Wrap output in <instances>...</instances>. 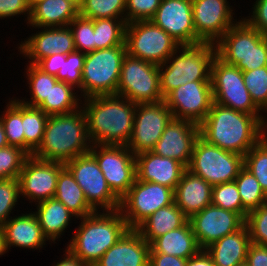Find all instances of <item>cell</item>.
I'll list each match as a JSON object with an SVG mask.
<instances>
[{"label":"cell","mask_w":267,"mask_h":266,"mask_svg":"<svg viewBox=\"0 0 267 266\" xmlns=\"http://www.w3.org/2000/svg\"><path fill=\"white\" fill-rule=\"evenodd\" d=\"M34 34L19 43L18 51L23 57L30 59V64H37L52 53L70 54L75 51L73 34L69 26L34 27ZM41 30L39 31V29Z\"/></svg>","instance_id":"cell-21"},{"label":"cell","mask_w":267,"mask_h":266,"mask_svg":"<svg viewBox=\"0 0 267 266\" xmlns=\"http://www.w3.org/2000/svg\"><path fill=\"white\" fill-rule=\"evenodd\" d=\"M30 10L31 6L26 0H0V19H10L24 14L27 17L26 23H28Z\"/></svg>","instance_id":"cell-51"},{"label":"cell","mask_w":267,"mask_h":266,"mask_svg":"<svg viewBox=\"0 0 267 266\" xmlns=\"http://www.w3.org/2000/svg\"><path fill=\"white\" fill-rule=\"evenodd\" d=\"M244 84L254 104L262 110L267 104V66L242 71Z\"/></svg>","instance_id":"cell-43"},{"label":"cell","mask_w":267,"mask_h":266,"mask_svg":"<svg viewBox=\"0 0 267 266\" xmlns=\"http://www.w3.org/2000/svg\"><path fill=\"white\" fill-rule=\"evenodd\" d=\"M9 146L3 124L0 120V149Z\"/></svg>","instance_id":"cell-57"},{"label":"cell","mask_w":267,"mask_h":266,"mask_svg":"<svg viewBox=\"0 0 267 266\" xmlns=\"http://www.w3.org/2000/svg\"><path fill=\"white\" fill-rule=\"evenodd\" d=\"M19 199L18 179H0V228L11 218L9 215L13 213Z\"/></svg>","instance_id":"cell-47"},{"label":"cell","mask_w":267,"mask_h":266,"mask_svg":"<svg viewBox=\"0 0 267 266\" xmlns=\"http://www.w3.org/2000/svg\"><path fill=\"white\" fill-rule=\"evenodd\" d=\"M210 79L214 103L246 114L263 115L252 101L239 68L216 56L212 61Z\"/></svg>","instance_id":"cell-10"},{"label":"cell","mask_w":267,"mask_h":266,"mask_svg":"<svg viewBox=\"0 0 267 266\" xmlns=\"http://www.w3.org/2000/svg\"><path fill=\"white\" fill-rule=\"evenodd\" d=\"M244 167L255 176L267 195V134L244 155Z\"/></svg>","instance_id":"cell-42"},{"label":"cell","mask_w":267,"mask_h":266,"mask_svg":"<svg viewBox=\"0 0 267 266\" xmlns=\"http://www.w3.org/2000/svg\"><path fill=\"white\" fill-rule=\"evenodd\" d=\"M199 130L207 143L242 156L267 134L261 115L235 111L214 102Z\"/></svg>","instance_id":"cell-1"},{"label":"cell","mask_w":267,"mask_h":266,"mask_svg":"<svg viewBox=\"0 0 267 266\" xmlns=\"http://www.w3.org/2000/svg\"><path fill=\"white\" fill-rule=\"evenodd\" d=\"M49 115L38 107L22 103V122L25 137V152L32 155L42 142Z\"/></svg>","instance_id":"cell-34"},{"label":"cell","mask_w":267,"mask_h":266,"mask_svg":"<svg viewBox=\"0 0 267 266\" xmlns=\"http://www.w3.org/2000/svg\"><path fill=\"white\" fill-rule=\"evenodd\" d=\"M238 266H248L246 263L240 264Z\"/></svg>","instance_id":"cell-62"},{"label":"cell","mask_w":267,"mask_h":266,"mask_svg":"<svg viewBox=\"0 0 267 266\" xmlns=\"http://www.w3.org/2000/svg\"><path fill=\"white\" fill-rule=\"evenodd\" d=\"M215 57L216 47L213 43L180 45L163 64L159 65L160 91L163 99L172 90L188 82L211 81V65Z\"/></svg>","instance_id":"cell-5"},{"label":"cell","mask_w":267,"mask_h":266,"mask_svg":"<svg viewBox=\"0 0 267 266\" xmlns=\"http://www.w3.org/2000/svg\"><path fill=\"white\" fill-rule=\"evenodd\" d=\"M126 45L97 49L84 58L81 93L83 99L98 95H117Z\"/></svg>","instance_id":"cell-6"},{"label":"cell","mask_w":267,"mask_h":266,"mask_svg":"<svg viewBox=\"0 0 267 266\" xmlns=\"http://www.w3.org/2000/svg\"><path fill=\"white\" fill-rule=\"evenodd\" d=\"M29 155L20 147L7 146L0 149V179H18L24 161Z\"/></svg>","instance_id":"cell-45"},{"label":"cell","mask_w":267,"mask_h":266,"mask_svg":"<svg viewBox=\"0 0 267 266\" xmlns=\"http://www.w3.org/2000/svg\"><path fill=\"white\" fill-rule=\"evenodd\" d=\"M186 266H215L211 257L205 250H201L198 254L187 259Z\"/></svg>","instance_id":"cell-55"},{"label":"cell","mask_w":267,"mask_h":266,"mask_svg":"<svg viewBox=\"0 0 267 266\" xmlns=\"http://www.w3.org/2000/svg\"><path fill=\"white\" fill-rule=\"evenodd\" d=\"M199 136L198 124L173 118L165 127L152 152L162 157L173 158L188 167Z\"/></svg>","instance_id":"cell-19"},{"label":"cell","mask_w":267,"mask_h":266,"mask_svg":"<svg viewBox=\"0 0 267 266\" xmlns=\"http://www.w3.org/2000/svg\"><path fill=\"white\" fill-rule=\"evenodd\" d=\"M83 101L81 108L92 145L126 146L133 130L136 104L116 94L88 97Z\"/></svg>","instance_id":"cell-2"},{"label":"cell","mask_w":267,"mask_h":266,"mask_svg":"<svg viewBox=\"0 0 267 266\" xmlns=\"http://www.w3.org/2000/svg\"><path fill=\"white\" fill-rule=\"evenodd\" d=\"M173 203L172 188L136 179L129 191L120 199L119 211L128 227L136 229L157 210Z\"/></svg>","instance_id":"cell-11"},{"label":"cell","mask_w":267,"mask_h":266,"mask_svg":"<svg viewBox=\"0 0 267 266\" xmlns=\"http://www.w3.org/2000/svg\"><path fill=\"white\" fill-rule=\"evenodd\" d=\"M83 190L89 205L99 211H114L120 207V199L112 192L95 157L86 153L65 163Z\"/></svg>","instance_id":"cell-12"},{"label":"cell","mask_w":267,"mask_h":266,"mask_svg":"<svg viewBox=\"0 0 267 266\" xmlns=\"http://www.w3.org/2000/svg\"><path fill=\"white\" fill-rule=\"evenodd\" d=\"M126 0H83L79 15L92 19L125 18Z\"/></svg>","instance_id":"cell-40"},{"label":"cell","mask_w":267,"mask_h":266,"mask_svg":"<svg viewBox=\"0 0 267 266\" xmlns=\"http://www.w3.org/2000/svg\"><path fill=\"white\" fill-rule=\"evenodd\" d=\"M263 111V113L265 112V113H267V104H266V106L261 110V112ZM267 116H266V114H265V116L264 115H261V122H262V124H263V126L267 129V118H266Z\"/></svg>","instance_id":"cell-59"},{"label":"cell","mask_w":267,"mask_h":266,"mask_svg":"<svg viewBox=\"0 0 267 266\" xmlns=\"http://www.w3.org/2000/svg\"><path fill=\"white\" fill-rule=\"evenodd\" d=\"M151 21L180 45L196 44L191 0H161Z\"/></svg>","instance_id":"cell-20"},{"label":"cell","mask_w":267,"mask_h":266,"mask_svg":"<svg viewBox=\"0 0 267 266\" xmlns=\"http://www.w3.org/2000/svg\"><path fill=\"white\" fill-rule=\"evenodd\" d=\"M117 95L136 105L163 101L159 66L126 54L121 65Z\"/></svg>","instance_id":"cell-8"},{"label":"cell","mask_w":267,"mask_h":266,"mask_svg":"<svg viewBox=\"0 0 267 266\" xmlns=\"http://www.w3.org/2000/svg\"><path fill=\"white\" fill-rule=\"evenodd\" d=\"M54 198L63 203L77 216V219L95 212L87 202L74 176L66 167L59 173Z\"/></svg>","instance_id":"cell-32"},{"label":"cell","mask_w":267,"mask_h":266,"mask_svg":"<svg viewBox=\"0 0 267 266\" xmlns=\"http://www.w3.org/2000/svg\"><path fill=\"white\" fill-rule=\"evenodd\" d=\"M189 222L202 250L245 224V220L238 213L212 204L193 214Z\"/></svg>","instance_id":"cell-18"},{"label":"cell","mask_w":267,"mask_h":266,"mask_svg":"<svg viewBox=\"0 0 267 266\" xmlns=\"http://www.w3.org/2000/svg\"><path fill=\"white\" fill-rule=\"evenodd\" d=\"M160 4L161 0H126L125 21L151 20Z\"/></svg>","instance_id":"cell-49"},{"label":"cell","mask_w":267,"mask_h":266,"mask_svg":"<svg viewBox=\"0 0 267 266\" xmlns=\"http://www.w3.org/2000/svg\"><path fill=\"white\" fill-rule=\"evenodd\" d=\"M35 205L37 206V211L34 213L38 218L43 235L49 242L51 241L49 244L56 243L55 241L61 238V235H64L65 229L72 223L70 221L74 219L72 217H75V220L77 218L63 203L55 198Z\"/></svg>","instance_id":"cell-29"},{"label":"cell","mask_w":267,"mask_h":266,"mask_svg":"<svg viewBox=\"0 0 267 266\" xmlns=\"http://www.w3.org/2000/svg\"><path fill=\"white\" fill-rule=\"evenodd\" d=\"M187 259L162 253H150L149 266H186Z\"/></svg>","instance_id":"cell-54"},{"label":"cell","mask_w":267,"mask_h":266,"mask_svg":"<svg viewBox=\"0 0 267 266\" xmlns=\"http://www.w3.org/2000/svg\"><path fill=\"white\" fill-rule=\"evenodd\" d=\"M26 70L27 84H29L30 100L26 101L24 99H19L25 105L31 107H39L50 92L51 87H53L57 82L56 76L50 75L44 72L36 64H28Z\"/></svg>","instance_id":"cell-36"},{"label":"cell","mask_w":267,"mask_h":266,"mask_svg":"<svg viewBox=\"0 0 267 266\" xmlns=\"http://www.w3.org/2000/svg\"><path fill=\"white\" fill-rule=\"evenodd\" d=\"M86 118L82 108L66 114L50 115L39 147L32 156L66 163L90 151Z\"/></svg>","instance_id":"cell-3"},{"label":"cell","mask_w":267,"mask_h":266,"mask_svg":"<svg viewBox=\"0 0 267 266\" xmlns=\"http://www.w3.org/2000/svg\"><path fill=\"white\" fill-rule=\"evenodd\" d=\"M243 167L244 156L209 144L199 136L187 169L214 186L234 181Z\"/></svg>","instance_id":"cell-7"},{"label":"cell","mask_w":267,"mask_h":266,"mask_svg":"<svg viewBox=\"0 0 267 266\" xmlns=\"http://www.w3.org/2000/svg\"><path fill=\"white\" fill-rule=\"evenodd\" d=\"M245 224L251 243L267 246V204L248 212Z\"/></svg>","instance_id":"cell-48"},{"label":"cell","mask_w":267,"mask_h":266,"mask_svg":"<svg viewBox=\"0 0 267 266\" xmlns=\"http://www.w3.org/2000/svg\"><path fill=\"white\" fill-rule=\"evenodd\" d=\"M0 115L7 142L10 146L20 147L25 151V137L22 122V102L19 98H9V102Z\"/></svg>","instance_id":"cell-37"},{"label":"cell","mask_w":267,"mask_h":266,"mask_svg":"<svg viewBox=\"0 0 267 266\" xmlns=\"http://www.w3.org/2000/svg\"><path fill=\"white\" fill-rule=\"evenodd\" d=\"M66 60V54L63 53H52L49 56L41 59L36 65L41 68L44 72L57 76L63 61Z\"/></svg>","instance_id":"cell-52"},{"label":"cell","mask_w":267,"mask_h":266,"mask_svg":"<svg viewBox=\"0 0 267 266\" xmlns=\"http://www.w3.org/2000/svg\"><path fill=\"white\" fill-rule=\"evenodd\" d=\"M76 90L78 92L74 86L58 81L51 87L48 97L38 108L49 116L73 112L81 108L82 104V97L75 92Z\"/></svg>","instance_id":"cell-33"},{"label":"cell","mask_w":267,"mask_h":266,"mask_svg":"<svg viewBox=\"0 0 267 266\" xmlns=\"http://www.w3.org/2000/svg\"><path fill=\"white\" fill-rule=\"evenodd\" d=\"M126 52L156 65L163 64L180 46L168 33L151 20L127 23Z\"/></svg>","instance_id":"cell-9"},{"label":"cell","mask_w":267,"mask_h":266,"mask_svg":"<svg viewBox=\"0 0 267 266\" xmlns=\"http://www.w3.org/2000/svg\"><path fill=\"white\" fill-rule=\"evenodd\" d=\"M164 101L173 118L200 124L214 102L211 81H193L172 90Z\"/></svg>","instance_id":"cell-16"},{"label":"cell","mask_w":267,"mask_h":266,"mask_svg":"<svg viewBox=\"0 0 267 266\" xmlns=\"http://www.w3.org/2000/svg\"><path fill=\"white\" fill-rule=\"evenodd\" d=\"M79 15V10L66 0H38L30 10V27H62Z\"/></svg>","instance_id":"cell-27"},{"label":"cell","mask_w":267,"mask_h":266,"mask_svg":"<svg viewBox=\"0 0 267 266\" xmlns=\"http://www.w3.org/2000/svg\"><path fill=\"white\" fill-rule=\"evenodd\" d=\"M252 5V15L243 19L261 34L267 36V0H256Z\"/></svg>","instance_id":"cell-50"},{"label":"cell","mask_w":267,"mask_h":266,"mask_svg":"<svg viewBox=\"0 0 267 266\" xmlns=\"http://www.w3.org/2000/svg\"><path fill=\"white\" fill-rule=\"evenodd\" d=\"M85 53L73 51L66 54V60L59 70L56 78L58 81H64L67 84L74 86L81 92L82 70L84 64Z\"/></svg>","instance_id":"cell-46"},{"label":"cell","mask_w":267,"mask_h":266,"mask_svg":"<svg viewBox=\"0 0 267 266\" xmlns=\"http://www.w3.org/2000/svg\"><path fill=\"white\" fill-rule=\"evenodd\" d=\"M135 161L136 179L158 183L173 190L187 169L179 161L173 158L159 156L152 151L137 154Z\"/></svg>","instance_id":"cell-23"},{"label":"cell","mask_w":267,"mask_h":266,"mask_svg":"<svg viewBox=\"0 0 267 266\" xmlns=\"http://www.w3.org/2000/svg\"><path fill=\"white\" fill-rule=\"evenodd\" d=\"M172 119L173 114L164 100L137 104L132 134L126 146L135 156L152 151Z\"/></svg>","instance_id":"cell-14"},{"label":"cell","mask_w":267,"mask_h":266,"mask_svg":"<svg viewBox=\"0 0 267 266\" xmlns=\"http://www.w3.org/2000/svg\"><path fill=\"white\" fill-rule=\"evenodd\" d=\"M64 257L60 259L57 263L55 262L54 266H87L79 258L74 256L67 248L64 250Z\"/></svg>","instance_id":"cell-56"},{"label":"cell","mask_w":267,"mask_h":266,"mask_svg":"<svg viewBox=\"0 0 267 266\" xmlns=\"http://www.w3.org/2000/svg\"><path fill=\"white\" fill-rule=\"evenodd\" d=\"M250 234L246 224L239 230L212 243L206 249L215 266H238L246 263Z\"/></svg>","instance_id":"cell-26"},{"label":"cell","mask_w":267,"mask_h":266,"mask_svg":"<svg viewBox=\"0 0 267 266\" xmlns=\"http://www.w3.org/2000/svg\"><path fill=\"white\" fill-rule=\"evenodd\" d=\"M68 2H70L71 4H73L78 10L81 9L82 4H83V0H66Z\"/></svg>","instance_id":"cell-60"},{"label":"cell","mask_w":267,"mask_h":266,"mask_svg":"<svg viewBox=\"0 0 267 266\" xmlns=\"http://www.w3.org/2000/svg\"><path fill=\"white\" fill-rule=\"evenodd\" d=\"M96 159L108 186L121 199L136 180L135 155L125 145H92L89 151Z\"/></svg>","instance_id":"cell-13"},{"label":"cell","mask_w":267,"mask_h":266,"mask_svg":"<svg viewBox=\"0 0 267 266\" xmlns=\"http://www.w3.org/2000/svg\"><path fill=\"white\" fill-rule=\"evenodd\" d=\"M150 245V253H162L184 259H189L202 250L189 220L182 227L156 238Z\"/></svg>","instance_id":"cell-28"},{"label":"cell","mask_w":267,"mask_h":266,"mask_svg":"<svg viewBox=\"0 0 267 266\" xmlns=\"http://www.w3.org/2000/svg\"><path fill=\"white\" fill-rule=\"evenodd\" d=\"M68 26L73 34L76 51L87 54L95 50V38L92 19L84 18L78 15L69 23Z\"/></svg>","instance_id":"cell-44"},{"label":"cell","mask_w":267,"mask_h":266,"mask_svg":"<svg viewBox=\"0 0 267 266\" xmlns=\"http://www.w3.org/2000/svg\"><path fill=\"white\" fill-rule=\"evenodd\" d=\"M211 204L238 213L244 220L248 211L243 207L235 181L214 185Z\"/></svg>","instance_id":"cell-41"},{"label":"cell","mask_w":267,"mask_h":266,"mask_svg":"<svg viewBox=\"0 0 267 266\" xmlns=\"http://www.w3.org/2000/svg\"><path fill=\"white\" fill-rule=\"evenodd\" d=\"M196 44H215L225 32L238 22L234 8L227 0H191ZM235 20V21H234Z\"/></svg>","instance_id":"cell-17"},{"label":"cell","mask_w":267,"mask_h":266,"mask_svg":"<svg viewBox=\"0 0 267 266\" xmlns=\"http://www.w3.org/2000/svg\"><path fill=\"white\" fill-rule=\"evenodd\" d=\"M100 211L78 218L81 223L65 246L87 266H94L130 229L119 209L102 213Z\"/></svg>","instance_id":"cell-4"},{"label":"cell","mask_w":267,"mask_h":266,"mask_svg":"<svg viewBox=\"0 0 267 266\" xmlns=\"http://www.w3.org/2000/svg\"><path fill=\"white\" fill-rule=\"evenodd\" d=\"M188 220L189 218L173 203L150 215L136 230L148 244H151L156 238L182 227Z\"/></svg>","instance_id":"cell-30"},{"label":"cell","mask_w":267,"mask_h":266,"mask_svg":"<svg viewBox=\"0 0 267 266\" xmlns=\"http://www.w3.org/2000/svg\"><path fill=\"white\" fill-rule=\"evenodd\" d=\"M125 18L93 20L95 50L125 45Z\"/></svg>","instance_id":"cell-35"},{"label":"cell","mask_w":267,"mask_h":266,"mask_svg":"<svg viewBox=\"0 0 267 266\" xmlns=\"http://www.w3.org/2000/svg\"><path fill=\"white\" fill-rule=\"evenodd\" d=\"M5 253H6V250L4 247L3 231H2V228H0V257Z\"/></svg>","instance_id":"cell-58"},{"label":"cell","mask_w":267,"mask_h":266,"mask_svg":"<svg viewBox=\"0 0 267 266\" xmlns=\"http://www.w3.org/2000/svg\"><path fill=\"white\" fill-rule=\"evenodd\" d=\"M216 56L223 62L235 66L247 57L248 23L241 18L215 43Z\"/></svg>","instance_id":"cell-31"},{"label":"cell","mask_w":267,"mask_h":266,"mask_svg":"<svg viewBox=\"0 0 267 266\" xmlns=\"http://www.w3.org/2000/svg\"><path fill=\"white\" fill-rule=\"evenodd\" d=\"M241 71H250L267 66V36L248 24V52L236 65Z\"/></svg>","instance_id":"cell-39"},{"label":"cell","mask_w":267,"mask_h":266,"mask_svg":"<svg viewBox=\"0 0 267 266\" xmlns=\"http://www.w3.org/2000/svg\"><path fill=\"white\" fill-rule=\"evenodd\" d=\"M64 168V163L29 155L18 177L20 196L35 204L54 198L58 176Z\"/></svg>","instance_id":"cell-15"},{"label":"cell","mask_w":267,"mask_h":266,"mask_svg":"<svg viewBox=\"0 0 267 266\" xmlns=\"http://www.w3.org/2000/svg\"><path fill=\"white\" fill-rule=\"evenodd\" d=\"M151 245L129 229L94 266H149Z\"/></svg>","instance_id":"cell-22"},{"label":"cell","mask_w":267,"mask_h":266,"mask_svg":"<svg viewBox=\"0 0 267 266\" xmlns=\"http://www.w3.org/2000/svg\"><path fill=\"white\" fill-rule=\"evenodd\" d=\"M246 264L248 266H267V246L250 243Z\"/></svg>","instance_id":"cell-53"},{"label":"cell","mask_w":267,"mask_h":266,"mask_svg":"<svg viewBox=\"0 0 267 266\" xmlns=\"http://www.w3.org/2000/svg\"><path fill=\"white\" fill-rule=\"evenodd\" d=\"M213 186L188 169L174 189V203L190 218L211 204Z\"/></svg>","instance_id":"cell-25"},{"label":"cell","mask_w":267,"mask_h":266,"mask_svg":"<svg viewBox=\"0 0 267 266\" xmlns=\"http://www.w3.org/2000/svg\"><path fill=\"white\" fill-rule=\"evenodd\" d=\"M30 6H32L38 0H26Z\"/></svg>","instance_id":"cell-61"},{"label":"cell","mask_w":267,"mask_h":266,"mask_svg":"<svg viewBox=\"0 0 267 266\" xmlns=\"http://www.w3.org/2000/svg\"><path fill=\"white\" fill-rule=\"evenodd\" d=\"M234 181L237 185L242 205L248 212L267 204V195L248 169L243 167Z\"/></svg>","instance_id":"cell-38"},{"label":"cell","mask_w":267,"mask_h":266,"mask_svg":"<svg viewBox=\"0 0 267 266\" xmlns=\"http://www.w3.org/2000/svg\"><path fill=\"white\" fill-rule=\"evenodd\" d=\"M4 247L6 253L11 246L25 249L40 250L46 244L47 238L43 235L35 213H22L11 217L2 227Z\"/></svg>","instance_id":"cell-24"}]
</instances>
